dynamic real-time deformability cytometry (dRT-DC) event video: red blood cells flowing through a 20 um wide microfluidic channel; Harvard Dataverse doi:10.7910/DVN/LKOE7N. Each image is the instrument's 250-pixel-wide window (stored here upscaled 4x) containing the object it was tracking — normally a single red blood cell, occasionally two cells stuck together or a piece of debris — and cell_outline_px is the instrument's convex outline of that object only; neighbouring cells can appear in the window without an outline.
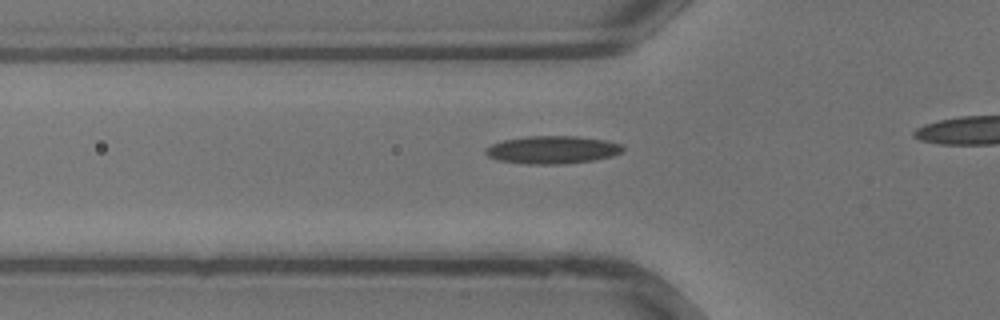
{"species": "common noctule bat (a hibernating species)", "species_latin": "Nyctalus noctula", "temperature_condition": "warm", "stored_images_in_passage": 24, "camera_frame_rate_fps": 3000, "um_per_image_px": 0.085, "animal": {"sex": "male", "body_mass_g": 13.3}, "frame": {"image": 1, "passage_image": 7, "time_ms": 2.0, "image_size_px": [1000, 320], "cell_outline_px": [[624, 152], [612, 156], [592, 160], [564, 164], [528, 164], [500, 160], [488, 156], [484, 152], [492, 144], [504, 140], [524, 136], [576, 136], [604, 140], [620, 144], [624, 148]], "centroid_in_image_um": [46.98, 12.73], "position_along_channel_um": 78.8, "area_um2": 22.08}}
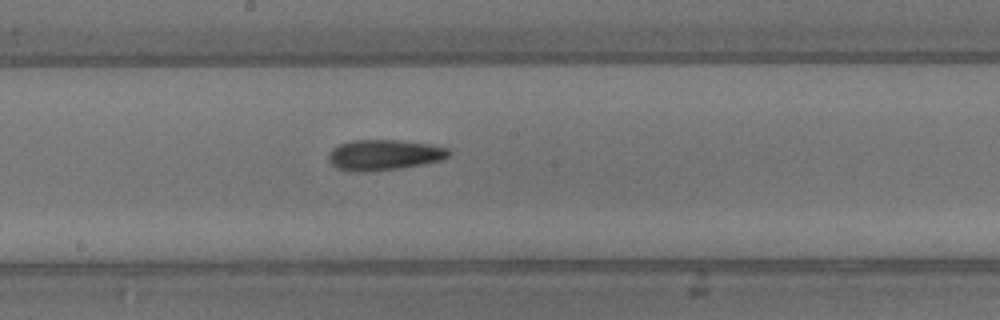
{"frame": {"image": 2, "passage_image": 14, "time_ms": 4.333, "image_size_px": [1000, 320], "cell_outline_px": [[452, 152], [448, 156], [440, 160], [400, 168], [368, 172], [348, 172], [336, 168], [328, 160], [328, 156], [332, 148], [340, 144], [352, 140], [400, 140], [432, 144], [448, 148]], "centroid_in_image_um": [32.62, 13.17], "position_along_channel_um": 215.6, "area_um2": 21.62}}
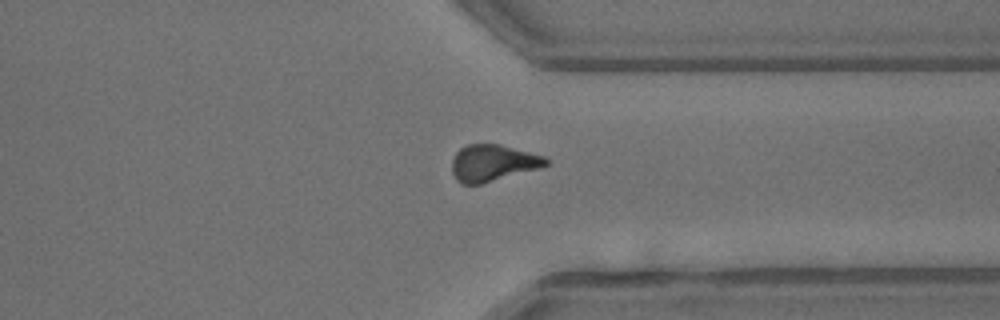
{"frame": {"image": 3, "passage_image": 22, "time_ms": 7.0, "image_size_px": [1000, 320], "cell_outline_px": [[548, 164], [540, 168], [480, 184], [460, 184], [456, 180], [452, 172], [452, 160], [456, 152], [460, 148], [468, 144], [500, 144], [544, 156], [548, 160]], "centroid_in_image_um": [41.87, 13.85], "position_along_channel_um": 369.5, "area_um2": 20.0}}